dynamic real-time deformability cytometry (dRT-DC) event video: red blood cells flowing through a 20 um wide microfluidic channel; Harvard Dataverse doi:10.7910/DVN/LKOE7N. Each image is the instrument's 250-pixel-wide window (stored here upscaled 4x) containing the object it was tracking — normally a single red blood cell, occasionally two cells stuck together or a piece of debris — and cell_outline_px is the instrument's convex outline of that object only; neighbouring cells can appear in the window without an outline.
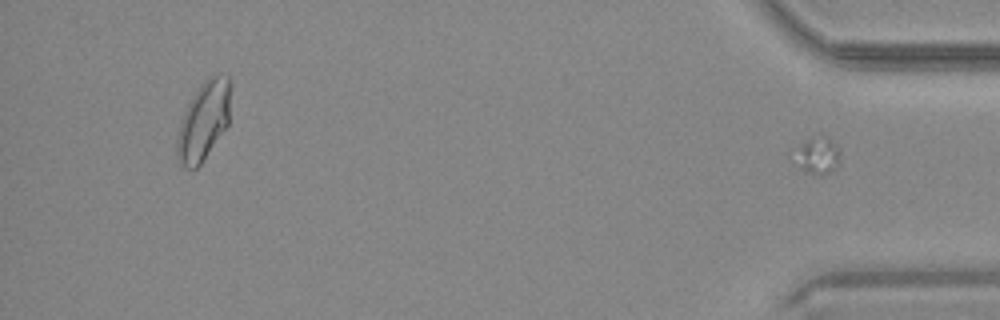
{"species": "common noctule bat (a hibernating species)", "species_latin": "Nyctalus noctula", "temperature_condition": "warm", "stored_images_in_passage": 37, "segment_of_instrument_passage": [2, 2], "camera_frame_rate_fps": 3000, "um_per_image_px": 0.085, "animal": {"sex": "male", "body_mass_g": 20.4}, "frame": {"image": 1, "passage_image": 37, "time_ms": 12.0, "image_size_px": [1000, 320], "cell_outline_px": [[840, 164], [836, 168], [824, 176], [820, 176], [804, 172], [792, 164], [788, 160], [788, 152], [804, 140], [824, 136], [840, 148]], "centroid_in_image_um": [69.34, 13.28], "position_along_channel_um": 365.9, "area_um2": 10.92}}